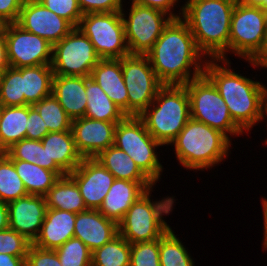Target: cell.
Here are the masks:
<instances>
[{
	"instance_id": "cell-1",
	"label": "cell",
	"mask_w": 267,
	"mask_h": 266,
	"mask_svg": "<svg viewBox=\"0 0 267 266\" xmlns=\"http://www.w3.org/2000/svg\"><path fill=\"white\" fill-rule=\"evenodd\" d=\"M146 56L164 85H184L202 76L207 61L181 18L169 22Z\"/></svg>"
},
{
	"instance_id": "cell-2",
	"label": "cell",
	"mask_w": 267,
	"mask_h": 266,
	"mask_svg": "<svg viewBox=\"0 0 267 266\" xmlns=\"http://www.w3.org/2000/svg\"><path fill=\"white\" fill-rule=\"evenodd\" d=\"M234 70L231 69L230 60L207 59L204 75L224 99L233 121L248 133L262 121L265 85Z\"/></svg>"
},
{
	"instance_id": "cell-3",
	"label": "cell",
	"mask_w": 267,
	"mask_h": 266,
	"mask_svg": "<svg viewBox=\"0 0 267 266\" xmlns=\"http://www.w3.org/2000/svg\"><path fill=\"white\" fill-rule=\"evenodd\" d=\"M236 2L187 0L182 5L181 19L188 25L197 48L207 59L229 60L231 17Z\"/></svg>"
},
{
	"instance_id": "cell-4",
	"label": "cell",
	"mask_w": 267,
	"mask_h": 266,
	"mask_svg": "<svg viewBox=\"0 0 267 266\" xmlns=\"http://www.w3.org/2000/svg\"><path fill=\"white\" fill-rule=\"evenodd\" d=\"M231 143L221 131L190 118L170 145L182 167L202 171L226 159Z\"/></svg>"
},
{
	"instance_id": "cell-5",
	"label": "cell",
	"mask_w": 267,
	"mask_h": 266,
	"mask_svg": "<svg viewBox=\"0 0 267 266\" xmlns=\"http://www.w3.org/2000/svg\"><path fill=\"white\" fill-rule=\"evenodd\" d=\"M139 117L155 140L162 146L170 145L191 118L186 87L164 85Z\"/></svg>"
},
{
	"instance_id": "cell-6",
	"label": "cell",
	"mask_w": 267,
	"mask_h": 266,
	"mask_svg": "<svg viewBox=\"0 0 267 266\" xmlns=\"http://www.w3.org/2000/svg\"><path fill=\"white\" fill-rule=\"evenodd\" d=\"M152 189L139 197L118 223L119 234L130 244L160 239L170 229L163 215L167 216L173 211L176 199L166 196L153 201Z\"/></svg>"
},
{
	"instance_id": "cell-7",
	"label": "cell",
	"mask_w": 267,
	"mask_h": 266,
	"mask_svg": "<svg viewBox=\"0 0 267 266\" xmlns=\"http://www.w3.org/2000/svg\"><path fill=\"white\" fill-rule=\"evenodd\" d=\"M113 145L128 154L155 185L161 179L164 168L157 149L162 145L147 131L139 116H126L116 124Z\"/></svg>"
},
{
	"instance_id": "cell-8",
	"label": "cell",
	"mask_w": 267,
	"mask_h": 266,
	"mask_svg": "<svg viewBox=\"0 0 267 266\" xmlns=\"http://www.w3.org/2000/svg\"><path fill=\"white\" fill-rule=\"evenodd\" d=\"M190 98L191 118L231 136L245 132L233 121L228 107L213 83L203 74L184 84ZM230 135V136H229Z\"/></svg>"
},
{
	"instance_id": "cell-9",
	"label": "cell",
	"mask_w": 267,
	"mask_h": 266,
	"mask_svg": "<svg viewBox=\"0 0 267 266\" xmlns=\"http://www.w3.org/2000/svg\"><path fill=\"white\" fill-rule=\"evenodd\" d=\"M78 28L89 38L101 59H121L130 55L121 12L86 13Z\"/></svg>"
},
{
	"instance_id": "cell-10",
	"label": "cell",
	"mask_w": 267,
	"mask_h": 266,
	"mask_svg": "<svg viewBox=\"0 0 267 266\" xmlns=\"http://www.w3.org/2000/svg\"><path fill=\"white\" fill-rule=\"evenodd\" d=\"M266 33L263 9L237 0L231 17L229 52L251 61L261 50Z\"/></svg>"
},
{
	"instance_id": "cell-11",
	"label": "cell",
	"mask_w": 267,
	"mask_h": 266,
	"mask_svg": "<svg viewBox=\"0 0 267 266\" xmlns=\"http://www.w3.org/2000/svg\"><path fill=\"white\" fill-rule=\"evenodd\" d=\"M100 60L89 38L75 27L53 45L51 67L54 75L90 77Z\"/></svg>"
},
{
	"instance_id": "cell-12",
	"label": "cell",
	"mask_w": 267,
	"mask_h": 266,
	"mask_svg": "<svg viewBox=\"0 0 267 266\" xmlns=\"http://www.w3.org/2000/svg\"><path fill=\"white\" fill-rule=\"evenodd\" d=\"M121 67L128 94V116H139L164 86L146 55L121 58Z\"/></svg>"
},
{
	"instance_id": "cell-13",
	"label": "cell",
	"mask_w": 267,
	"mask_h": 266,
	"mask_svg": "<svg viewBox=\"0 0 267 266\" xmlns=\"http://www.w3.org/2000/svg\"><path fill=\"white\" fill-rule=\"evenodd\" d=\"M130 4L128 18L121 10L127 47L130 55H146L173 18L159 9Z\"/></svg>"
},
{
	"instance_id": "cell-14",
	"label": "cell",
	"mask_w": 267,
	"mask_h": 266,
	"mask_svg": "<svg viewBox=\"0 0 267 266\" xmlns=\"http://www.w3.org/2000/svg\"><path fill=\"white\" fill-rule=\"evenodd\" d=\"M1 28L10 67L51 65L53 45L47 40L24 30L17 23L4 24Z\"/></svg>"
},
{
	"instance_id": "cell-15",
	"label": "cell",
	"mask_w": 267,
	"mask_h": 266,
	"mask_svg": "<svg viewBox=\"0 0 267 266\" xmlns=\"http://www.w3.org/2000/svg\"><path fill=\"white\" fill-rule=\"evenodd\" d=\"M17 24L52 45L75 28L68 20L50 11L38 0H24Z\"/></svg>"
},
{
	"instance_id": "cell-16",
	"label": "cell",
	"mask_w": 267,
	"mask_h": 266,
	"mask_svg": "<svg viewBox=\"0 0 267 266\" xmlns=\"http://www.w3.org/2000/svg\"><path fill=\"white\" fill-rule=\"evenodd\" d=\"M77 184L87 209L98 210L103 203L114 175L95 158H83L77 168L68 174Z\"/></svg>"
},
{
	"instance_id": "cell-17",
	"label": "cell",
	"mask_w": 267,
	"mask_h": 266,
	"mask_svg": "<svg viewBox=\"0 0 267 266\" xmlns=\"http://www.w3.org/2000/svg\"><path fill=\"white\" fill-rule=\"evenodd\" d=\"M117 123L87 117L72 120L75 146L82 158H95L101 151L112 146Z\"/></svg>"
},
{
	"instance_id": "cell-18",
	"label": "cell",
	"mask_w": 267,
	"mask_h": 266,
	"mask_svg": "<svg viewBox=\"0 0 267 266\" xmlns=\"http://www.w3.org/2000/svg\"><path fill=\"white\" fill-rule=\"evenodd\" d=\"M7 205L9 228L33 243L45 219L47 210L45 197L27 194Z\"/></svg>"
},
{
	"instance_id": "cell-19",
	"label": "cell",
	"mask_w": 267,
	"mask_h": 266,
	"mask_svg": "<svg viewBox=\"0 0 267 266\" xmlns=\"http://www.w3.org/2000/svg\"><path fill=\"white\" fill-rule=\"evenodd\" d=\"M118 234V223L106 218L99 210L87 209L76 215L74 237L80 239L91 252Z\"/></svg>"
},
{
	"instance_id": "cell-20",
	"label": "cell",
	"mask_w": 267,
	"mask_h": 266,
	"mask_svg": "<svg viewBox=\"0 0 267 266\" xmlns=\"http://www.w3.org/2000/svg\"><path fill=\"white\" fill-rule=\"evenodd\" d=\"M48 154V170L59 177L73 172L82 161L72 131L49 132L42 140Z\"/></svg>"
},
{
	"instance_id": "cell-21",
	"label": "cell",
	"mask_w": 267,
	"mask_h": 266,
	"mask_svg": "<svg viewBox=\"0 0 267 266\" xmlns=\"http://www.w3.org/2000/svg\"><path fill=\"white\" fill-rule=\"evenodd\" d=\"M153 185L155 184L138 183L115 178L98 210L106 218L119 223L131 205L148 189L154 188Z\"/></svg>"
},
{
	"instance_id": "cell-22",
	"label": "cell",
	"mask_w": 267,
	"mask_h": 266,
	"mask_svg": "<svg viewBox=\"0 0 267 266\" xmlns=\"http://www.w3.org/2000/svg\"><path fill=\"white\" fill-rule=\"evenodd\" d=\"M76 215L65 210L47 208L40 232L32 244L41 249L56 250L74 237Z\"/></svg>"
},
{
	"instance_id": "cell-23",
	"label": "cell",
	"mask_w": 267,
	"mask_h": 266,
	"mask_svg": "<svg viewBox=\"0 0 267 266\" xmlns=\"http://www.w3.org/2000/svg\"><path fill=\"white\" fill-rule=\"evenodd\" d=\"M90 77L128 116V94L122 74L121 59H101L92 69Z\"/></svg>"
},
{
	"instance_id": "cell-24",
	"label": "cell",
	"mask_w": 267,
	"mask_h": 266,
	"mask_svg": "<svg viewBox=\"0 0 267 266\" xmlns=\"http://www.w3.org/2000/svg\"><path fill=\"white\" fill-rule=\"evenodd\" d=\"M52 94L72 120L84 117L87 106L85 77L53 75Z\"/></svg>"
},
{
	"instance_id": "cell-25",
	"label": "cell",
	"mask_w": 267,
	"mask_h": 266,
	"mask_svg": "<svg viewBox=\"0 0 267 266\" xmlns=\"http://www.w3.org/2000/svg\"><path fill=\"white\" fill-rule=\"evenodd\" d=\"M85 90L87 106L84 117L120 122L127 116L91 77H85Z\"/></svg>"
},
{
	"instance_id": "cell-26",
	"label": "cell",
	"mask_w": 267,
	"mask_h": 266,
	"mask_svg": "<svg viewBox=\"0 0 267 266\" xmlns=\"http://www.w3.org/2000/svg\"><path fill=\"white\" fill-rule=\"evenodd\" d=\"M95 159L110 171L116 179L138 183H153L140 170L133 159L115 145L101 151Z\"/></svg>"
},
{
	"instance_id": "cell-27",
	"label": "cell",
	"mask_w": 267,
	"mask_h": 266,
	"mask_svg": "<svg viewBox=\"0 0 267 266\" xmlns=\"http://www.w3.org/2000/svg\"><path fill=\"white\" fill-rule=\"evenodd\" d=\"M28 105L1 106L0 108V152H5L14 143L26 139Z\"/></svg>"
},
{
	"instance_id": "cell-28",
	"label": "cell",
	"mask_w": 267,
	"mask_h": 266,
	"mask_svg": "<svg viewBox=\"0 0 267 266\" xmlns=\"http://www.w3.org/2000/svg\"><path fill=\"white\" fill-rule=\"evenodd\" d=\"M22 73L25 105L33 106L52 94L53 70L51 65L17 68Z\"/></svg>"
},
{
	"instance_id": "cell-29",
	"label": "cell",
	"mask_w": 267,
	"mask_h": 266,
	"mask_svg": "<svg viewBox=\"0 0 267 266\" xmlns=\"http://www.w3.org/2000/svg\"><path fill=\"white\" fill-rule=\"evenodd\" d=\"M47 208L75 214L87 210L76 182L67 174L60 177L44 196Z\"/></svg>"
},
{
	"instance_id": "cell-30",
	"label": "cell",
	"mask_w": 267,
	"mask_h": 266,
	"mask_svg": "<svg viewBox=\"0 0 267 266\" xmlns=\"http://www.w3.org/2000/svg\"><path fill=\"white\" fill-rule=\"evenodd\" d=\"M12 162L28 194L45 196L60 178L54 171H49L33 163L23 160H12Z\"/></svg>"
},
{
	"instance_id": "cell-31",
	"label": "cell",
	"mask_w": 267,
	"mask_h": 266,
	"mask_svg": "<svg viewBox=\"0 0 267 266\" xmlns=\"http://www.w3.org/2000/svg\"><path fill=\"white\" fill-rule=\"evenodd\" d=\"M131 244L120 234L95 249L91 254L92 266H130Z\"/></svg>"
},
{
	"instance_id": "cell-32",
	"label": "cell",
	"mask_w": 267,
	"mask_h": 266,
	"mask_svg": "<svg viewBox=\"0 0 267 266\" xmlns=\"http://www.w3.org/2000/svg\"><path fill=\"white\" fill-rule=\"evenodd\" d=\"M159 261L161 266H195L188 249L171 227L159 239Z\"/></svg>"
},
{
	"instance_id": "cell-33",
	"label": "cell",
	"mask_w": 267,
	"mask_h": 266,
	"mask_svg": "<svg viewBox=\"0 0 267 266\" xmlns=\"http://www.w3.org/2000/svg\"><path fill=\"white\" fill-rule=\"evenodd\" d=\"M27 194L12 160L4 152H0V202L9 203Z\"/></svg>"
},
{
	"instance_id": "cell-34",
	"label": "cell",
	"mask_w": 267,
	"mask_h": 266,
	"mask_svg": "<svg viewBox=\"0 0 267 266\" xmlns=\"http://www.w3.org/2000/svg\"><path fill=\"white\" fill-rule=\"evenodd\" d=\"M33 106L42 117L49 132L72 131V119L53 94L41 99Z\"/></svg>"
},
{
	"instance_id": "cell-35",
	"label": "cell",
	"mask_w": 267,
	"mask_h": 266,
	"mask_svg": "<svg viewBox=\"0 0 267 266\" xmlns=\"http://www.w3.org/2000/svg\"><path fill=\"white\" fill-rule=\"evenodd\" d=\"M0 104L1 106L25 105L22 73L17 68L8 66L0 74Z\"/></svg>"
},
{
	"instance_id": "cell-36",
	"label": "cell",
	"mask_w": 267,
	"mask_h": 266,
	"mask_svg": "<svg viewBox=\"0 0 267 266\" xmlns=\"http://www.w3.org/2000/svg\"><path fill=\"white\" fill-rule=\"evenodd\" d=\"M11 160H23L48 170V154L41 140L22 139L4 152Z\"/></svg>"
},
{
	"instance_id": "cell-37",
	"label": "cell",
	"mask_w": 267,
	"mask_h": 266,
	"mask_svg": "<svg viewBox=\"0 0 267 266\" xmlns=\"http://www.w3.org/2000/svg\"><path fill=\"white\" fill-rule=\"evenodd\" d=\"M55 251L62 266H91L92 252L78 238H70Z\"/></svg>"
},
{
	"instance_id": "cell-38",
	"label": "cell",
	"mask_w": 267,
	"mask_h": 266,
	"mask_svg": "<svg viewBox=\"0 0 267 266\" xmlns=\"http://www.w3.org/2000/svg\"><path fill=\"white\" fill-rule=\"evenodd\" d=\"M130 266H161L159 239L131 244Z\"/></svg>"
},
{
	"instance_id": "cell-39",
	"label": "cell",
	"mask_w": 267,
	"mask_h": 266,
	"mask_svg": "<svg viewBox=\"0 0 267 266\" xmlns=\"http://www.w3.org/2000/svg\"><path fill=\"white\" fill-rule=\"evenodd\" d=\"M31 244L23 235L11 228L0 231V253L26 258Z\"/></svg>"
},
{
	"instance_id": "cell-40",
	"label": "cell",
	"mask_w": 267,
	"mask_h": 266,
	"mask_svg": "<svg viewBox=\"0 0 267 266\" xmlns=\"http://www.w3.org/2000/svg\"><path fill=\"white\" fill-rule=\"evenodd\" d=\"M47 9L68 20L74 27H78L83 13L77 0H38Z\"/></svg>"
},
{
	"instance_id": "cell-41",
	"label": "cell",
	"mask_w": 267,
	"mask_h": 266,
	"mask_svg": "<svg viewBox=\"0 0 267 266\" xmlns=\"http://www.w3.org/2000/svg\"><path fill=\"white\" fill-rule=\"evenodd\" d=\"M26 266H62L55 250L41 249L33 244L30 245Z\"/></svg>"
},
{
	"instance_id": "cell-42",
	"label": "cell",
	"mask_w": 267,
	"mask_h": 266,
	"mask_svg": "<svg viewBox=\"0 0 267 266\" xmlns=\"http://www.w3.org/2000/svg\"><path fill=\"white\" fill-rule=\"evenodd\" d=\"M79 7L86 13L121 12L124 0H77Z\"/></svg>"
},
{
	"instance_id": "cell-43",
	"label": "cell",
	"mask_w": 267,
	"mask_h": 266,
	"mask_svg": "<svg viewBox=\"0 0 267 266\" xmlns=\"http://www.w3.org/2000/svg\"><path fill=\"white\" fill-rule=\"evenodd\" d=\"M26 128V139L29 140H42L49 133L37 109L31 105H28V124Z\"/></svg>"
},
{
	"instance_id": "cell-44",
	"label": "cell",
	"mask_w": 267,
	"mask_h": 266,
	"mask_svg": "<svg viewBox=\"0 0 267 266\" xmlns=\"http://www.w3.org/2000/svg\"><path fill=\"white\" fill-rule=\"evenodd\" d=\"M24 0H0V23H17Z\"/></svg>"
},
{
	"instance_id": "cell-45",
	"label": "cell",
	"mask_w": 267,
	"mask_h": 266,
	"mask_svg": "<svg viewBox=\"0 0 267 266\" xmlns=\"http://www.w3.org/2000/svg\"><path fill=\"white\" fill-rule=\"evenodd\" d=\"M179 1L180 0H132L131 3L159 9L167 13L168 15H170L173 19H178V18H181L182 16V6L180 10L178 11L179 13L177 14L174 12L175 10L174 6H177Z\"/></svg>"
},
{
	"instance_id": "cell-46",
	"label": "cell",
	"mask_w": 267,
	"mask_h": 266,
	"mask_svg": "<svg viewBox=\"0 0 267 266\" xmlns=\"http://www.w3.org/2000/svg\"><path fill=\"white\" fill-rule=\"evenodd\" d=\"M248 63L253 66V68H267V33L261 50L251 61H248Z\"/></svg>"
},
{
	"instance_id": "cell-47",
	"label": "cell",
	"mask_w": 267,
	"mask_h": 266,
	"mask_svg": "<svg viewBox=\"0 0 267 266\" xmlns=\"http://www.w3.org/2000/svg\"><path fill=\"white\" fill-rule=\"evenodd\" d=\"M0 266H26V258L0 253Z\"/></svg>"
},
{
	"instance_id": "cell-48",
	"label": "cell",
	"mask_w": 267,
	"mask_h": 266,
	"mask_svg": "<svg viewBox=\"0 0 267 266\" xmlns=\"http://www.w3.org/2000/svg\"><path fill=\"white\" fill-rule=\"evenodd\" d=\"M6 43L4 39L3 29H0V74L8 67Z\"/></svg>"
},
{
	"instance_id": "cell-49",
	"label": "cell",
	"mask_w": 267,
	"mask_h": 266,
	"mask_svg": "<svg viewBox=\"0 0 267 266\" xmlns=\"http://www.w3.org/2000/svg\"><path fill=\"white\" fill-rule=\"evenodd\" d=\"M9 228L8 205L0 202V231Z\"/></svg>"
},
{
	"instance_id": "cell-50",
	"label": "cell",
	"mask_w": 267,
	"mask_h": 266,
	"mask_svg": "<svg viewBox=\"0 0 267 266\" xmlns=\"http://www.w3.org/2000/svg\"><path fill=\"white\" fill-rule=\"evenodd\" d=\"M262 208H263V219H264V222H263V225H264V233H263V237L264 239L262 240L263 243H262V246L264 249H267V199L266 197L265 198H262Z\"/></svg>"
},
{
	"instance_id": "cell-51",
	"label": "cell",
	"mask_w": 267,
	"mask_h": 266,
	"mask_svg": "<svg viewBox=\"0 0 267 266\" xmlns=\"http://www.w3.org/2000/svg\"><path fill=\"white\" fill-rule=\"evenodd\" d=\"M238 1L249 6L260 7L262 9L267 8V0H238Z\"/></svg>"
},
{
	"instance_id": "cell-52",
	"label": "cell",
	"mask_w": 267,
	"mask_h": 266,
	"mask_svg": "<svg viewBox=\"0 0 267 266\" xmlns=\"http://www.w3.org/2000/svg\"><path fill=\"white\" fill-rule=\"evenodd\" d=\"M266 117H267V87L265 86L263 93L262 121L265 120Z\"/></svg>"
},
{
	"instance_id": "cell-53",
	"label": "cell",
	"mask_w": 267,
	"mask_h": 266,
	"mask_svg": "<svg viewBox=\"0 0 267 266\" xmlns=\"http://www.w3.org/2000/svg\"><path fill=\"white\" fill-rule=\"evenodd\" d=\"M264 14H265V20H266V27H267V8L263 9Z\"/></svg>"
}]
</instances>
